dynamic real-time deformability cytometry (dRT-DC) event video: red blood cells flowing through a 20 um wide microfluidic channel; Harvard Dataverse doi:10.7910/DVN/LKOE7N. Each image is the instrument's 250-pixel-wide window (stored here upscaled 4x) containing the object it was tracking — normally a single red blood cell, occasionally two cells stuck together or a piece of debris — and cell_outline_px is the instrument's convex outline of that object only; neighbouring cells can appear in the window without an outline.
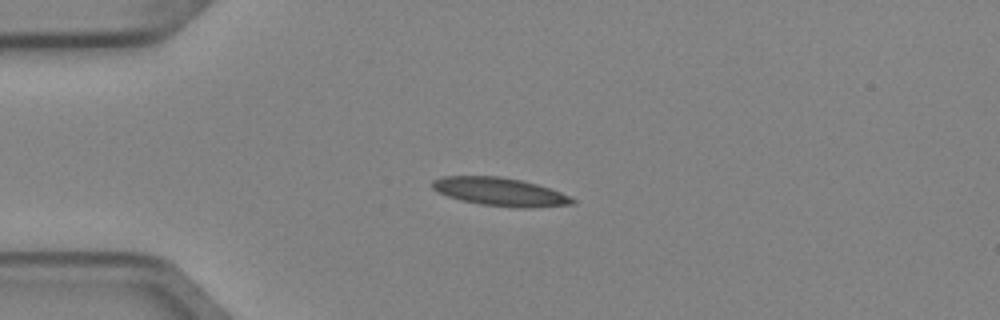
{"species": "Egyptian fruit bat (a non-hibernating species)", "species_latin": "Rousettus aegyptiacus", "temperature_condition": "cold", "stored_images_in_passage": 6, "camera_frame_rate_fps": 3000, "um_per_image_px": 0.085, "animal": {"sex": "female"}, "frame": {"image": 1, "passage_image": 3, "time_ms": 0.667, "image_size_px": [1000, 320], "cell_outline_px": [[576, 204], [524, 208], [516, 208], [480, 204], [460, 200], [436, 192], [432, 188], [432, 180], [444, 176], [500, 176], [520, 180], [536, 184], [560, 192], [576, 200]], "centroid_in_image_um": [42.47, 16.3], "position_along_channel_um": 42.5, "area_um2": 23.0}}
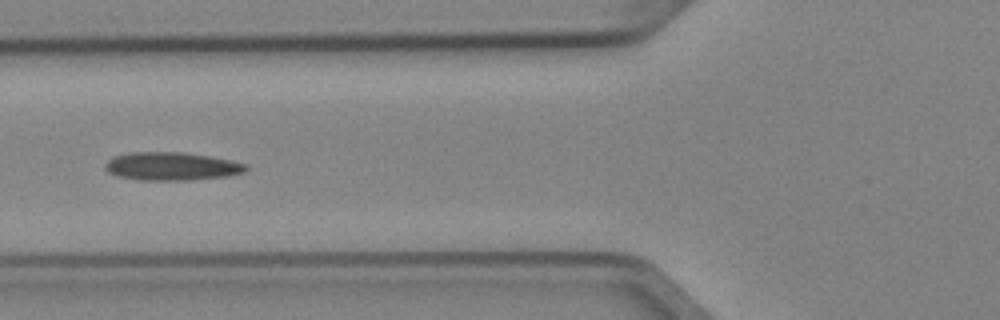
{"frame": {"image": 2, "passage_image": 5, "time_ms": 1.333, "image_size_px": [1000, 320], "cell_outline_px": [[248, 168], [244, 172], [228, 176], [188, 180], [140, 180], [116, 176], [108, 172], [104, 168], [104, 164], [112, 156], [128, 152], [184, 152], [212, 156], [232, 160], [248, 164]], "centroid_in_image_um": [14.58, 14.12], "position_along_channel_um": 111.2, "area_um2": 23.47}}
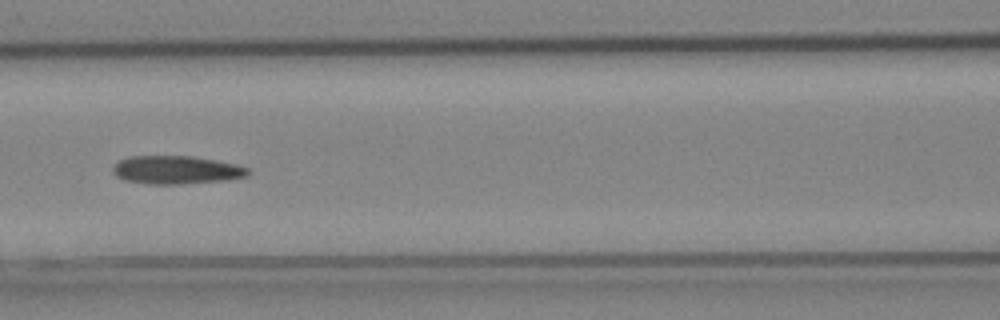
{"frame": {"image": 3, "passage_image": 6, "time_ms": 1.667, "image_size_px": [1000, 320], "cell_outline_px": [[252, 172], [248, 176], [228, 180], [180, 184], [148, 184], [124, 180], [116, 176], [112, 172], [112, 168], [120, 160], [128, 156], [192, 156], [216, 160], [236, 164], [248, 168]], "centroid_in_image_um": [15.01, 14.45], "position_along_channel_um": 151.6, "area_um2": 22.43}}